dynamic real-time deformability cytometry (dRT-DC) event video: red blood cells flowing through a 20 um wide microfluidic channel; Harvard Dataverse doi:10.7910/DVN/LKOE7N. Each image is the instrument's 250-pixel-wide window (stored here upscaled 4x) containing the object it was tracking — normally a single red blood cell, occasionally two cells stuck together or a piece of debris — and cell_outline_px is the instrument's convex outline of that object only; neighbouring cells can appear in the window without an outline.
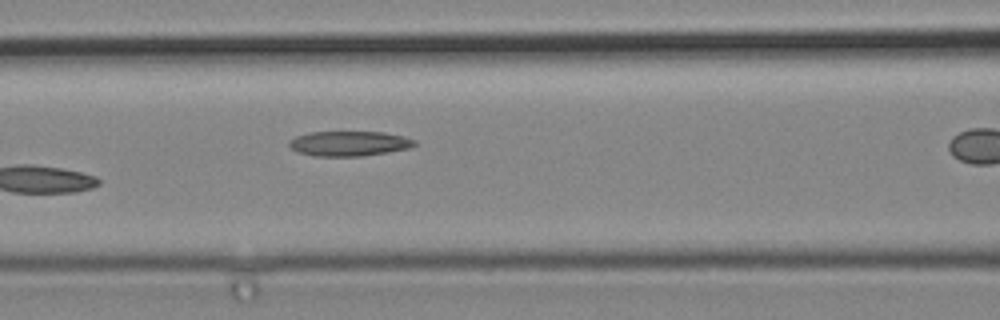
{"species": "common noctule bat (a hibernating species)", "species_latin": "Nyctalus noctula", "temperature_condition": "cold", "stored_images_in_passage": 4, "segment_of_instrument_passage": [1, 2], "camera_frame_rate_fps": 3000, "um_per_image_px": 0.085, "animal": {"sex": "male", "body_mass_g": 19.2, "forearm_length_mm": 51.8}, "frame": {"image": 1, "passage_image": 3, "time_ms": 0.667, "image_size_px": [1000, 320], "cell_outline_px": [[416, 144], [412, 148], [388, 152], [360, 156], [316, 156], [296, 152], [288, 144], [288, 140], [296, 136], [308, 132], [384, 132], [404, 136], [416, 140]], "centroid_in_image_um": [29.68, 12.2], "position_along_channel_um": 136.9, "area_um2": 18.38}}